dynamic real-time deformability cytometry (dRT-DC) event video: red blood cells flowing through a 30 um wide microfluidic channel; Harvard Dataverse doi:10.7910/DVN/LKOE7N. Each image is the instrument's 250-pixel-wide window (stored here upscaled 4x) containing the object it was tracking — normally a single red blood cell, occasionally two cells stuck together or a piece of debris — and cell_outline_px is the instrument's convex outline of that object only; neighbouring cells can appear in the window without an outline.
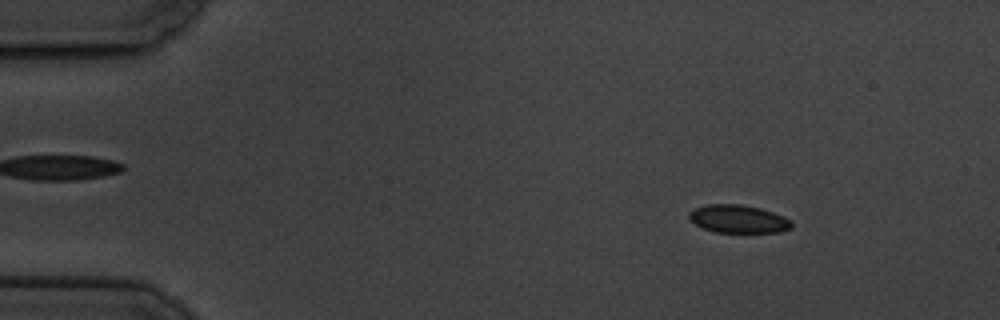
{"species": "common noctule bat (a hibernating species)", "species_latin": "Nyctalus noctula", "temperature_condition": "cold", "stored_images_in_passage": 4, "camera_frame_rate_fps": 3000, "um_per_image_px": 0.085, "animal": {"sex": "male", "body_mass_g": 19.5, "forearm_length_mm": 54.6}, "frame": {"image": 1, "passage_image": 2, "time_ms": 1.0, "image_size_px": [1000, 320], "cell_outline_px": [[792, 228], [780, 232], [716, 232], [704, 228], [688, 220], [688, 212], [692, 208], [708, 204], [740, 204], [760, 208], [784, 216], [792, 220]], "centroid_in_image_um": [62.74, 18.6], "position_along_channel_um": 22.3, "area_um2": 16.88}}
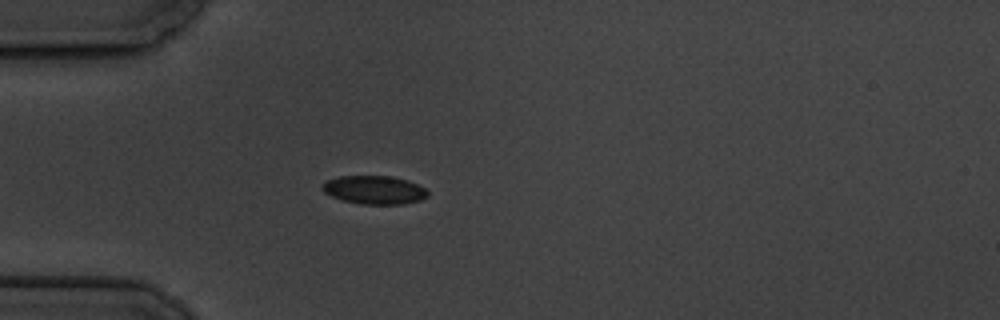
{"frame": {"image": 2, "passage_image": 4, "time_ms": 4.0, "image_size_px": [1000, 320], "cell_outline_px": [[428, 196], [420, 200], [404, 204], [360, 204], [344, 200], [332, 196], [324, 192], [320, 188], [328, 180], [340, 176], [392, 176], [408, 180], [424, 188], [428, 192]], "centroid_in_image_um": [31.83, 16.14], "position_along_channel_um": 53.2, "area_um2": 17.34}}